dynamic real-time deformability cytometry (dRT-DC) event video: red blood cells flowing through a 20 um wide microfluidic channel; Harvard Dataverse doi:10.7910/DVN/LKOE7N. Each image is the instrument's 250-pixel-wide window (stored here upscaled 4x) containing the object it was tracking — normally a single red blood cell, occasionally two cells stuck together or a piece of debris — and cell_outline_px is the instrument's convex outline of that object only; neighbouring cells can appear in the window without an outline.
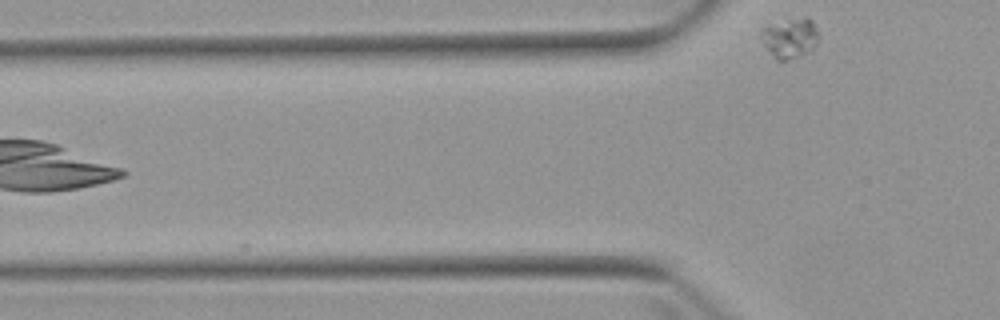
{"species": "Egyptian fruit bat (a non-hibernating species)", "species_latin": "Rousettus aegyptiacus", "temperature_condition": "warm", "stored_images_in_passage": 3, "camera_frame_rate_fps": 3000, "um_per_image_px": 0.085, "animal": {"sex": "female"}, "frame": {"image": 1, "passage_image": 3, "time_ms": 2.667, "image_size_px": [1000, 320], "cell_outline_px": [[820, 36], [812, 52], [788, 60], [776, 60], [764, 44], [760, 32], [760, 28], [772, 24], [804, 16], [808, 16], [812, 20]], "centroid_in_image_um": [67.19, 3.23], "position_along_channel_um": 58.6, "area_um2": 13.58}}